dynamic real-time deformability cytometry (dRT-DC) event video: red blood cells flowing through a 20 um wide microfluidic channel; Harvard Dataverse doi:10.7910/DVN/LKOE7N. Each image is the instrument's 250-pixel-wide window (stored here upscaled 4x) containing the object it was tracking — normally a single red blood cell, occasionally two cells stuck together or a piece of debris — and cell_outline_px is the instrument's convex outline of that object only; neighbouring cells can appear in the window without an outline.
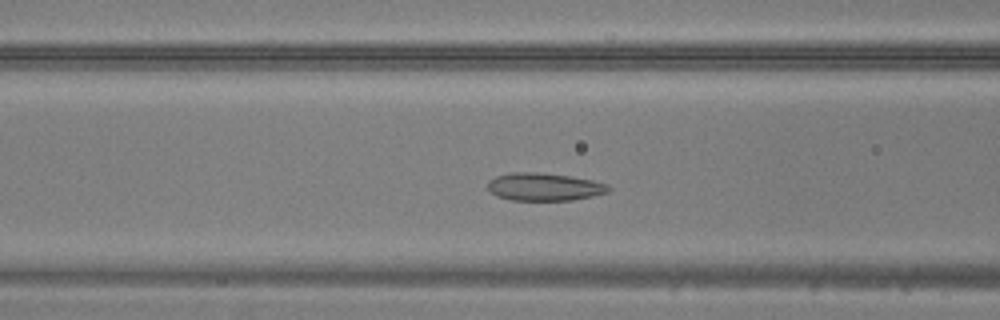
{"species": "common noctule bat (a hibernating species)", "species_latin": "Nyctalus noctula", "temperature_condition": "warm", "stored_images_in_passage": 44, "camera_frame_rate_fps": 3000, "um_per_image_px": 0.085, "animal": {"sex": "male", "body_mass_g": 20.5, "forearm_length_mm": 52.5}, "frame": {"image": 1, "passage_image": 15, "time_ms": 4.667, "image_size_px": [1000, 320], "cell_outline_px": [[612, 188], [608, 192], [592, 196], [572, 200], [512, 200], [496, 196], [488, 188], [488, 180], [496, 176], [512, 172], [536, 172], [568, 176], [592, 180], [608, 184]], "centroid_in_image_um": [46.26, 15.88], "position_along_channel_um": 120.3, "area_um2": 19.48}}
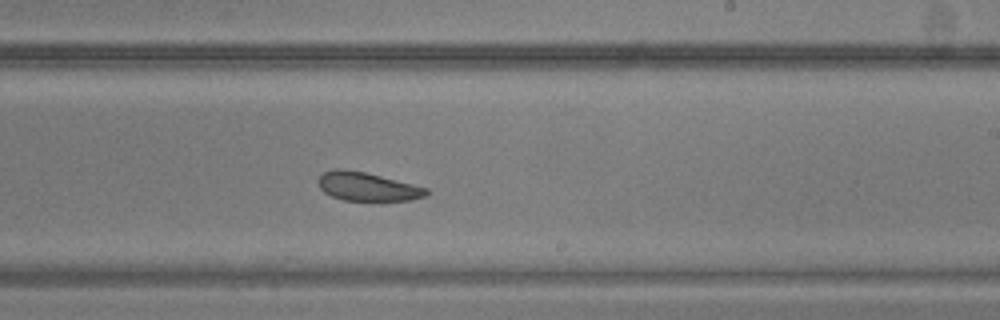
{"frame": {"image": 2, "passage_image": 25, "time_ms": 8.0, "image_size_px": [1000, 320], "cell_outline_px": [[428, 192], [424, 196], [412, 200], [344, 200], [332, 196], [324, 192], [320, 188], [316, 180], [324, 172], [336, 168], [340, 168], [364, 172], [428, 188]], "centroid_in_image_um": [31.18, 15.86], "position_along_channel_um": 257.8, "area_um2": 17.74}}
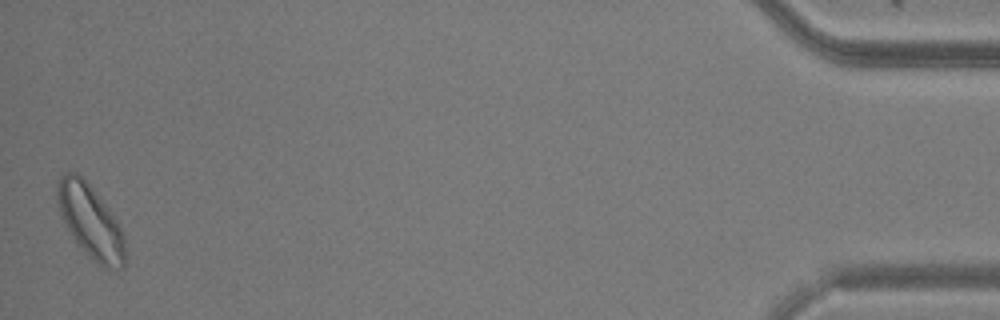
{"frame": {"image": 3, "passage_image": 44, "time_ms": 14.333, "image_size_px": [1000, 320], "cell_outline_px": [[124, 268], [104, 268], [96, 264], [76, 244], [60, 216], [56, 200], [56, 184], [60, 176], [64, 172], [76, 172], [92, 188], [108, 208], [120, 224], [124, 236]], "centroid_in_image_um": [7.65, 18.83], "position_along_channel_um": 427.5, "area_um2": 29.19}}